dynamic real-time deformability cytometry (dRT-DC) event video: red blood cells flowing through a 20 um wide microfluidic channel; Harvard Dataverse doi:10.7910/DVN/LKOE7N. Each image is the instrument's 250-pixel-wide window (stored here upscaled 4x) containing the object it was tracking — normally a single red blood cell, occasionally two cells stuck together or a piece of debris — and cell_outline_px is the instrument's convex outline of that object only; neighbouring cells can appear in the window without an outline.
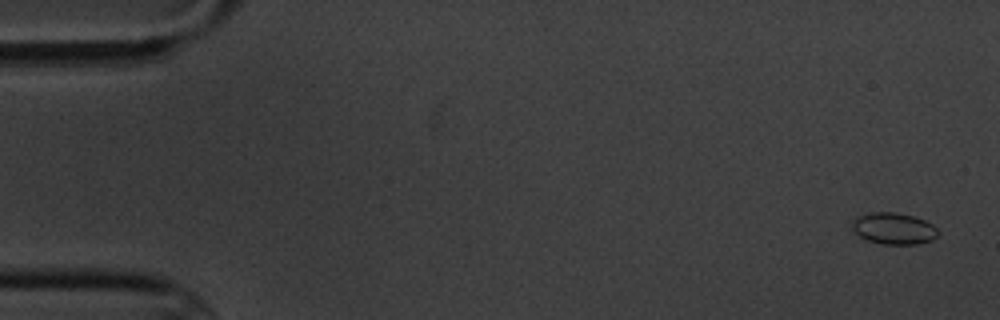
{"species": "common noctule bat (a hibernating species)", "species_latin": "Nyctalus noctula", "temperature_condition": "cold", "stored_images_in_passage": 5, "camera_frame_rate_fps": 3000, "um_per_image_px": 0.085, "animal": {"sex": "male", "body_mass_g": 20.1, "forearm_length_mm": 53.5}, "frame": {"image": 1, "passage_image": 1, "time_ms": 0.0, "image_size_px": [1000, 320], "cell_outline_px": [[940, 232], [932, 240], [916, 244], [884, 244], [868, 240], [860, 236], [852, 228], [852, 220], [856, 216], [872, 212], [896, 212], [912, 216], [924, 220], [932, 224]], "centroid_in_image_um": [75.96, 19.41], "position_along_channel_um": 9.0, "area_um2": 15.72}}
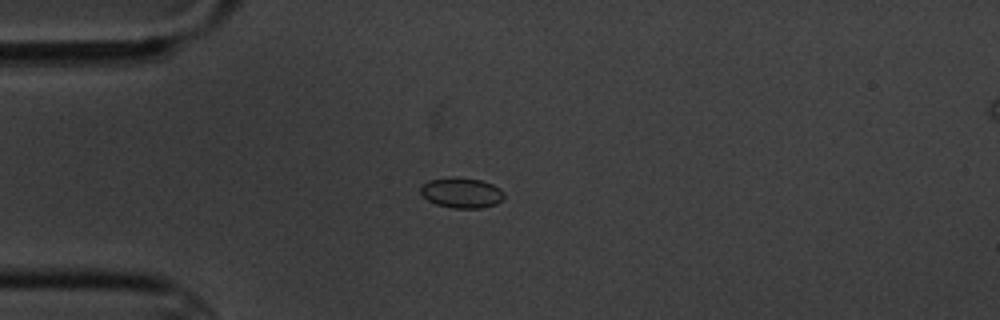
{"frame": {"image": 2, "passage_image": 4, "time_ms": 4.333, "image_size_px": [1000, 320], "cell_outline_px": [[504, 196], [496, 204], [480, 208], [452, 208], [436, 204], [428, 200], [420, 192], [420, 188], [428, 180], [452, 176], [456, 176], [480, 180], [492, 184], [500, 188], [504, 192]], "centroid_in_image_um": [39.22, 16.37], "position_along_channel_um": 45.8, "area_um2": 14.8}}